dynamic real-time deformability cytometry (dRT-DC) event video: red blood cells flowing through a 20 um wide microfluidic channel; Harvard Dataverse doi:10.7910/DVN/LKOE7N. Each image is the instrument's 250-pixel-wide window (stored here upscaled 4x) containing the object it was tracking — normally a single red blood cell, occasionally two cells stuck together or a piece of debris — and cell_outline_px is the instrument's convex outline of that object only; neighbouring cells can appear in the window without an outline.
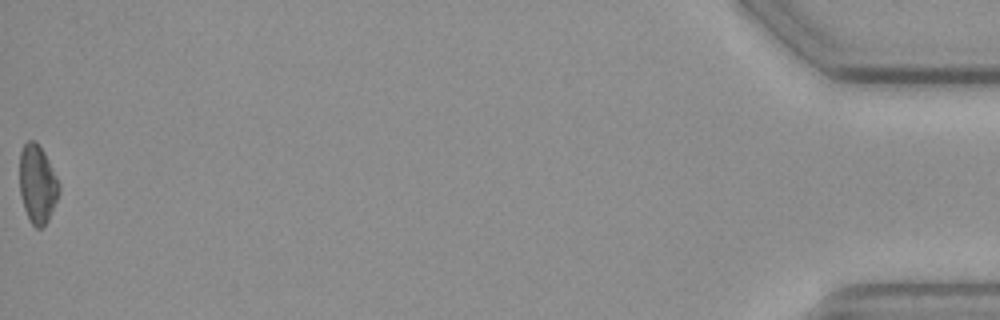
{"species": "common noctule bat (a hibernating species)", "species_latin": "Nyctalus noctula", "temperature_condition": "cold", "stored_images_in_passage": 55, "camera_frame_rate_fps": 3000, "um_per_image_px": 0.085, "animal": {"sex": "female", "body_mass_g": 19.3, "forearm_length_mm": 54.1}, "frame": {"image": 1, "passage_image": 55, "time_ms": 18.0, "image_size_px": [1000, 320], "cell_outline_px": [[60, 188], [56, 200], [48, 220], [40, 228], [36, 228], [32, 224], [24, 208], [20, 196], [20, 152], [24, 144], [28, 140], [36, 140], [44, 152], [60, 184]], "centroid_in_image_um": [3.17, 15.62], "position_along_channel_um": 432.0, "area_um2": 17.8}}